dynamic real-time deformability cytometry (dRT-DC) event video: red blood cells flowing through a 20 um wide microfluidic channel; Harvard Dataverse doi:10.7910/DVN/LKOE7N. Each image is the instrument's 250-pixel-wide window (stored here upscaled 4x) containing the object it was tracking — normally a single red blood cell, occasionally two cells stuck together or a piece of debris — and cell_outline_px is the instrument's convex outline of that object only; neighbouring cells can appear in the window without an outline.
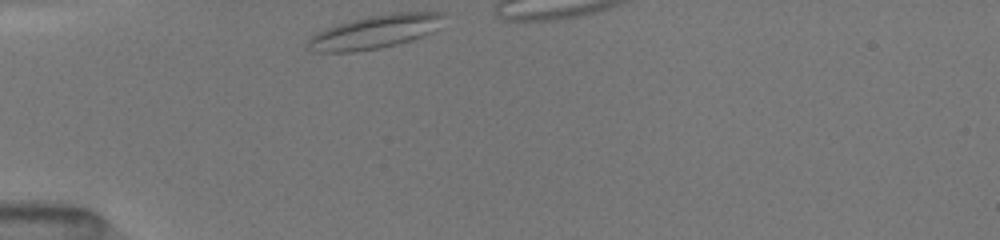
{"species": "common noctule bat (a hibernating species)", "species_latin": "Nyctalus noctula", "temperature_condition": "room temperature", "stored_images_in_passage": 20, "segment_of_instrument_passage": [1, 2], "camera_frame_rate_fps": 3000, "um_per_image_px": 0.085, "animal": {"sex": "female", "body_mass_g": 19.5, "forearm_length_mm": 54.1}, "frame": {"image": 1, "passage_image": 1, "time_ms": 0.0, "image_size_px": [1000, 240], "cell_outline_px": [[440, 16], [432, 32], [396, 44], [380, 48], [348, 52], [324, 52], [308, 40], [320, 32], [328, 28], [340, 24], [372, 16], [392, 12], [440, 12]], "centroid_in_image_um": [31.93, 2.69], "position_along_channel_um": 53.1, "area_um2": 24.57}}
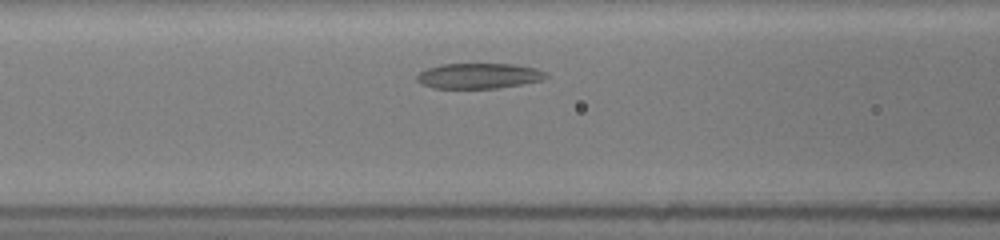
{"frame": {"image": 2, "passage_image": 11, "time_ms": 2.333, "image_size_px": [1000, 240], "cell_outline_px": [[548, 76], [540, 80], [520, 84], [496, 88], [432, 88], [416, 80], [416, 76], [420, 72], [428, 68], [440, 64], [512, 64], [536, 68], [544, 72]], "centroid_in_image_um": [40.66, 6.44], "position_along_channel_um": 125.9, "area_um2": 18.84}}
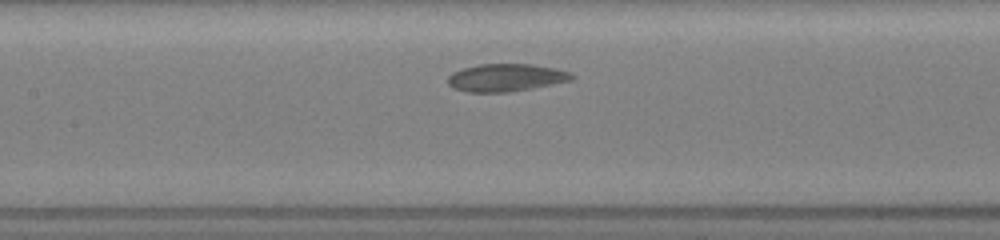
{"frame": {"image": 3, "passage_image": 16, "time_ms": 3.333, "image_size_px": [1000, 240], "cell_outline_px": [[576, 76], [572, 80], [532, 88], [508, 92], [468, 92], [452, 88], [448, 84], [448, 76], [452, 72], [464, 68], [480, 64], [532, 64], [556, 68], [572, 72]], "centroid_in_image_um": [43.02, 6.59], "position_along_channel_um": 164.4, "area_um2": 20.06}}